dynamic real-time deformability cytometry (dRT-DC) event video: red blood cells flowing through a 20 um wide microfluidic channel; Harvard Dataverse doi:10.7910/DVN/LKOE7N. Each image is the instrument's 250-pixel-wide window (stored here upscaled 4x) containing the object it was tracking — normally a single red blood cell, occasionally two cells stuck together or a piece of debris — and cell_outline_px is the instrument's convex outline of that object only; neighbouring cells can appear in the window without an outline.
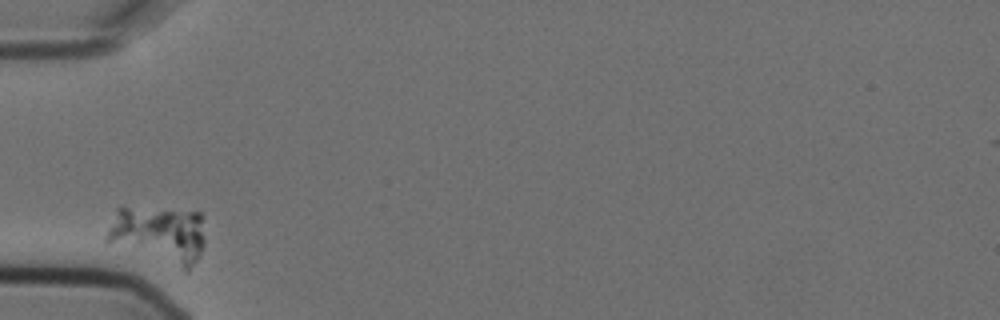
{"species": "Egyptian fruit bat (a non-hibernating species)", "species_latin": "Rousettus aegyptiacus", "temperature_condition": "cold", "stored_images_in_passage": 5, "camera_frame_rate_fps": 3000, "um_per_image_px": 0.085, "animal": {"sex": "female"}, "frame": {"image": 1, "passage_image": 1, "time_ms": 0.0, "image_size_px": [1000, 320], "cell_outline_px": [[204, 244], [196, 260], [188, 272], [184, 272], [108, 244], [104, 240], [116, 208], [128, 208], [204, 212]], "centroid_in_image_um": [13.52, 20.0], "position_along_channel_um": 71.5, "area_um2": 33.7}}
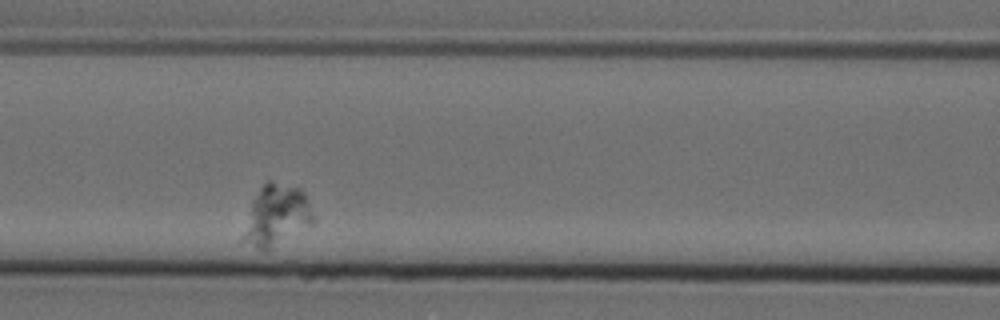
{"frame": {"image": 2, "passage_image": 3, "time_ms": 0.667, "image_size_px": [1000, 320], "cell_outline_px": [[316, 220], [312, 224], [272, 252], [264, 252], [240, 240], [252, 204], [260, 188], [268, 180], [300, 188], [304, 192]], "centroid_in_image_um": [23.52, 18.4], "position_along_channel_um": 143.1, "area_um2": 25.32}}
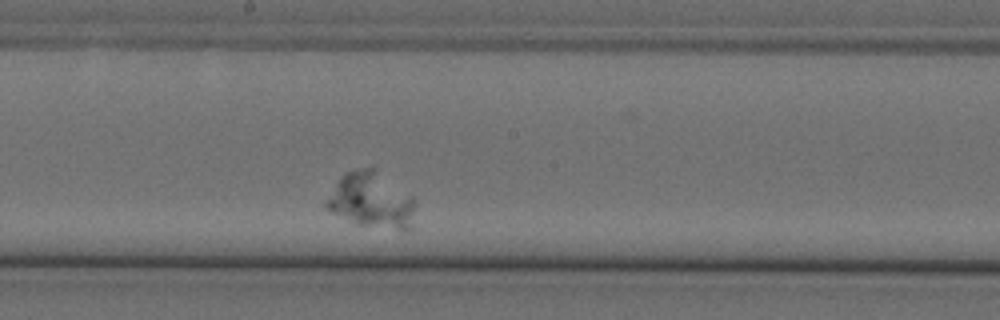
{"frame": {"image": 3, "passage_image": 5, "time_ms": 1.333, "image_size_px": [1000, 320], "cell_outline_px": [[412, 228], [396, 228], [360, 224], [332, 212], [324, 208], [324, 204], [336, 184], [344, 172], [356, 168], [372, 164], [412, 196]], "centroid_in_image_um": [31.53, 16.93], "position_along_channel_um": 216.7, "area_um2": 28.32}}